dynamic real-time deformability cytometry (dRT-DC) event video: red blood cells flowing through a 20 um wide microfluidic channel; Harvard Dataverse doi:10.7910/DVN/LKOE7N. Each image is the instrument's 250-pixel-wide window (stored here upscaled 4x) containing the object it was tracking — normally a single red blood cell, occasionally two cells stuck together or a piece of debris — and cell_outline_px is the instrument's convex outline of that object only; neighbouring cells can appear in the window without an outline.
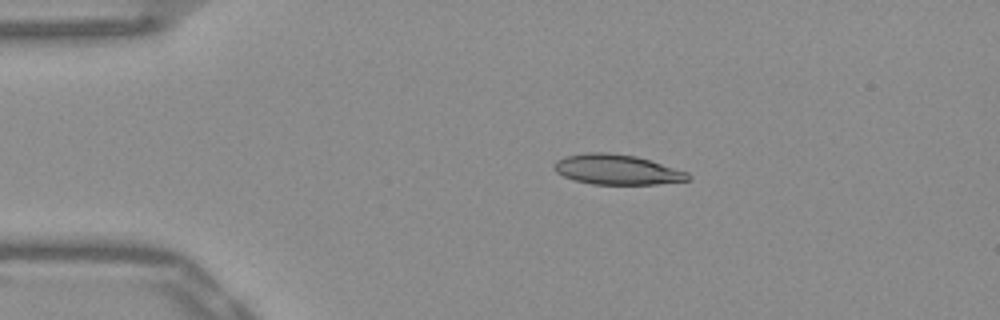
{"species": "Egyptian fruit bat (a non-hibernating species)", "species_latin": "Rousettus aegyptiacus", "temperature_condition": "warm", "stored_images_in_passage": 35, "camera_frame_rate_fps": 3000, "um_per_image_px": 0.085, "frame": {"image": 1, "passage_image": 1, "time_ms": 0.0, "image_size_px": [1000, 320], "cell_outline_px": [[692, 176], [688, 180], [656, 184], [592, 184], [576, 180], [564, 176], [556, 172], [552, 168], [552, 164], [556, 160], [564, 156], [588, 152], [608, 152], [636, 156], [688, 172]], "centroid_in_image_um": [52.4, 14.4], "position_along_channel_um": 32.6, "area_um2": 23.47}}
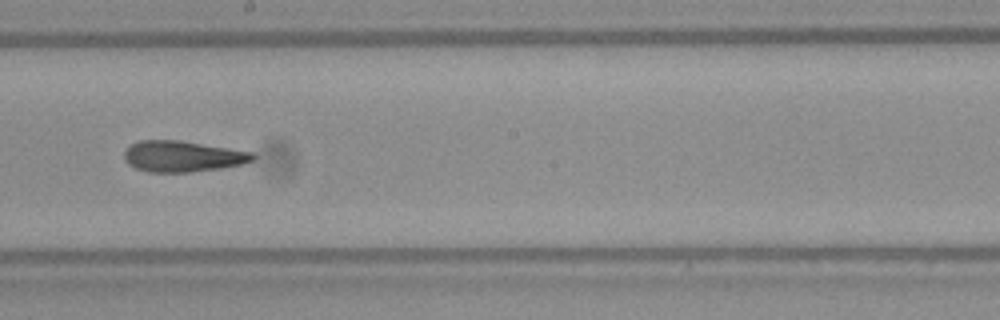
{"frame": {"image": 2, "passage_image": 20, "time_ms": 6.333, "image_size_px": [1000, 320], "cell_outline_px": [[256, 156], [252, 160], [244, 164], [220, 168], [188, 172], [148, 172], [136, 168], [128, 164], [124, 160], [124, 152], [132, 144], [140, 140], [180, 140], [252, 152]], "centroid_in_image_um": [15.51, 13.29], "position_along_channel_um": 232.7, "area_um2": 23.12}}
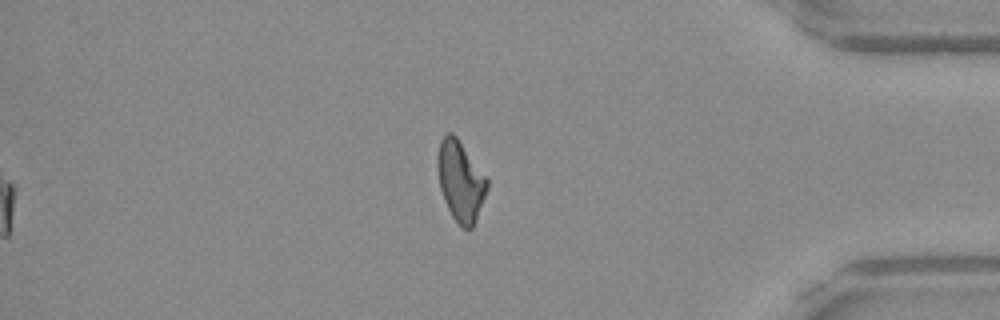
{"frame": {"image": 3, "passage_image": 35, "time_ms": 11.333, "image_size_px": [1000, 320], "cell_outline_px": [[488, 188], [472, 228], [468, 232], [460, 228], [452, 216], [444, 200], [440, 188], [436, 164], [436, 156], [440, 140], [448, 132], [452, 132], [456, 136], [488, 180]], "centroid_in_image_um": [39.11, 15.41], "position_along_channel_um": 396.1, "area_um2": 23.18}, "authors_computed_cell_mechanics": {"area_um2": 23.5246, "velocity_mm_per_s": 3.8887, "shape_relaxation_time_tau1_ms": null, "shape_relaxation_time_tau2_ms": 4.5072, "deformation_change_tau1": null, "deformation_change_tau2": 0.1428}}